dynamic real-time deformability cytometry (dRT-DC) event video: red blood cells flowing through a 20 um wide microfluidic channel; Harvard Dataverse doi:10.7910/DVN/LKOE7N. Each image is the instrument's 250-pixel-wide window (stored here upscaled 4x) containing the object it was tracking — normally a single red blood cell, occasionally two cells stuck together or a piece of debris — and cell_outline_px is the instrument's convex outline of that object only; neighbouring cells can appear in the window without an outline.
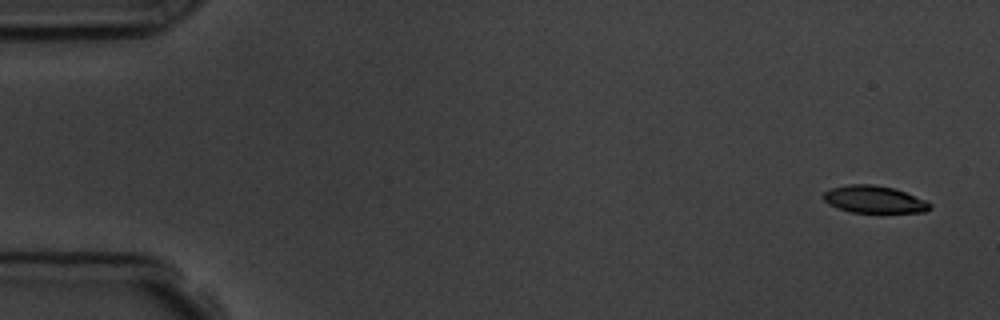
{"species": "common noctule bat (a hibernating species)", "species_latin": "Nyctalus noctula", "temperature_condition": "room temperature", "stored_images_in_passage": 15, "camera_frame_rate_fps": 3000, "um_per_image_px": 0.085, "animal": {"sex": "male", "body_mass_g": 19.5, "forearm_length_mm": 54.6}, "frame": {"image": 1, "passage_image": 1, "time_ms": 0.0, "image_size_px": [1000, 320], "cell_outline_px": [[932, 208], [924, 212], [852, 212], [828, 204], [824, 200], [824, 192], [828, 188], [848, 184], [872, 184], [892, 188], [904, 192], [924, 200], [932, 204]], "centroid_in_image_um": [74.28, 16.94], "position_along_channel_um": 10.7, "area_um2": 16.7}}
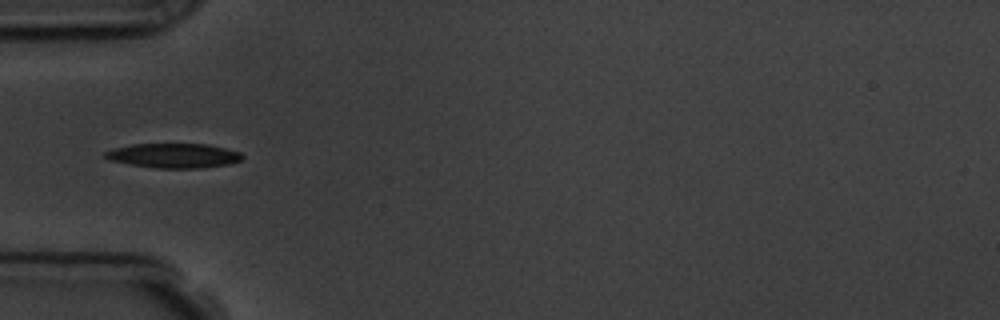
{"frame": {"image": 2, "passage_image": 5, "time_ms": 5.333, "image_size_px": [1000, 320], "cell_outline_px": [[244, 156], [240, 160], [228, 164], [204, 168], [152, 168], [108, 160], [100, 156], [104, 152], [112, 148], [132, 144], [208, 144], [240, 152]], "centroid_in_image_um": [14.69, 13.23], "position_along_channel_um": 70.3, "area_um2": 19.83}, "authors_computed_cell_mechanics": {"area_um2": 19.2474, "velocity_mm_per_s": 3.6239, "shape_relaxation_time_tau1_ms": 5.4926, "shape_relaxation_time_tau2_ms": null, "deformation_change_tau1": 0.1518, "deformation_change_tau2": null}}